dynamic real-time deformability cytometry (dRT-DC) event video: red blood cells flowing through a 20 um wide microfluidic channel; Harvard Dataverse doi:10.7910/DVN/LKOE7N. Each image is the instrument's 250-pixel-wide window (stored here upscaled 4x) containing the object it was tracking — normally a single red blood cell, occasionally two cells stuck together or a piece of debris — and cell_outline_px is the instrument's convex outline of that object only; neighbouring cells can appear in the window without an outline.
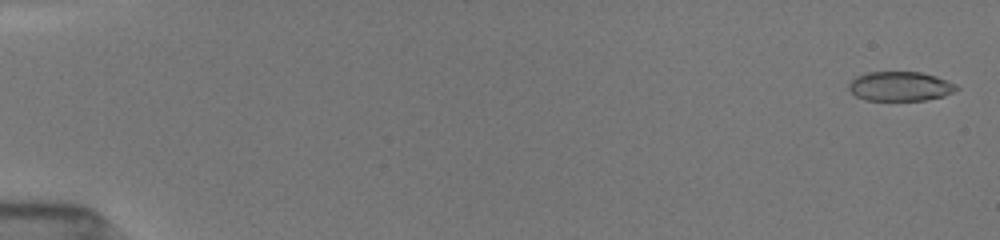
{"species": "common noctule bat (a hibernating species)", "species_latin": "Nyctalus noctula", "temperature_condition": "room temperature", "stored_images_in_passage": 43, "camera_frame_rate_fps": 3000, "um_per_image_px": 0.085, "animal": {"sex": "female", "body_mass_g": 19.5, "forearm_length_mm": 54.1}, "frame": {"image": 1, "passage_image": 2, "time_ms": 0.333, "image_size_px": [1000, 240], "cell_outline_px": [[960, 88], [944, 96], [924, 100], [868, 100], [856, 96], [848, 88], [848, 84], [856, 76], [868, 72], [920, 72], [936, 76], [956, 84]], "centroid_in_image_um": [76.52, 7.33], "position_along_channel_um": 8.5, "area_um2": 18.38}}
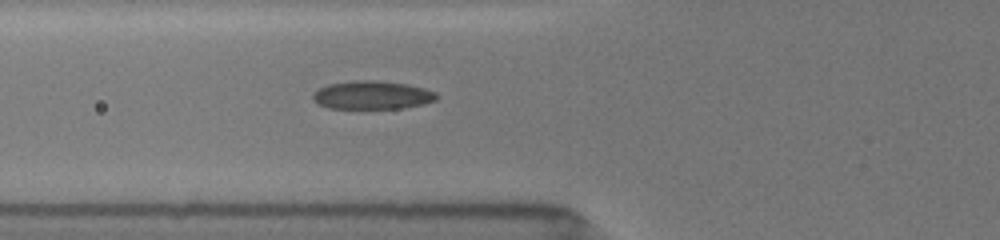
{"frame": {"image": 2, "passage_image": 18, "time_ms": 6.667, "image_size_px": [1000, 240], "cell_outline_px": [[440, 96], [436, 100], [424, 104], [404, 108], [328, 108], [312, 100], [312, 96], [320, 88], [328, 84], [356, 80], [376, 80], [408, 84], [424, 88], [436, 92]], "centroid_in_image_um": [31.69, 8.08], "position_along_channel_um": 94.1, "area_um2": 20.46}}
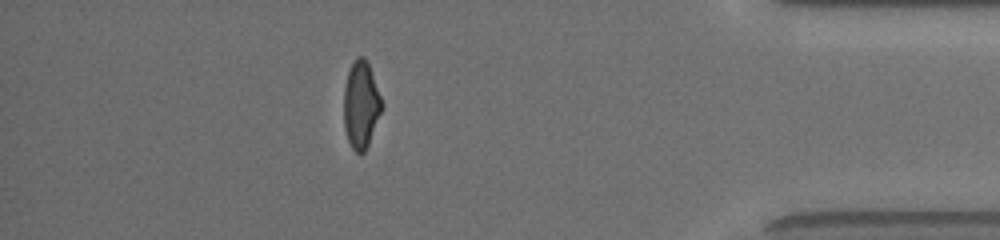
{"frame": {"image": 3, "passage_image": 38, "time_ms": 15.333, "image_size_px": [1000, 240], "cell_outline_px": [[384, 104], [368, 144], [364, 152], [356, 152], [352, 148], [348, 140], [344, 128], [344, 88], [348, 72], [356, 56], [364, 56], [368, 64]], "centroid_in_image_um": [30.68, 8.89], "position_along_channel_um": 404.5, "area_um2": 19.07}, "authors_computed_cell_mechanics": {"area_um2": 19.8254, "velocity_mm_per_s": 3.9885, "shape_relaxation_time_tau1_ms": 7.2128, "shape_relaxation_time_tau2_ms": 1.9799, "deformation_change_tau1": 0.2039, "deformation_change_tau2": 0.0794}}